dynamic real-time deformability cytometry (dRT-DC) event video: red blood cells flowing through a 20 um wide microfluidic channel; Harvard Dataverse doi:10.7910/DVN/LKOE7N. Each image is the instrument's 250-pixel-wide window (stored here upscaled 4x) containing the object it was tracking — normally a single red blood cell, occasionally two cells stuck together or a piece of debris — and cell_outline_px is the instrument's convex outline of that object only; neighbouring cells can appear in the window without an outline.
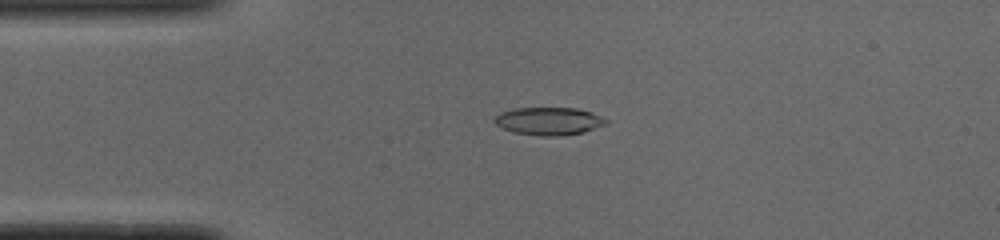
{"species": "common noctule bat (a hibernating species)", "species_latin": "Nyctalus noctula", "temperature_condition": "cold", "stored_images_in_passage": 43, "camera_frame_rate_fps": 3000, "um_per_image_px": 0.085, "animal": {"sex": "male", "body_mass_g": 19.0, "forearm_length_mm": 50.8}, "frame": {"image": 1, "passage_image": 9, "time_ms": 2.667, "image_size_px": [1000, 240], "cell_outline_px": [[608, 124], [584, 132], [564, 136], [540, 136], [512, 132], [496, 124], [492, 120], [500, 112], [512, 108], [576, 108], [592, 112], [608, 120]], "centroid_in_image_um": [46.66, 10.3], "position_along_channel_um": 38.3, "area_um2": 18.26}}
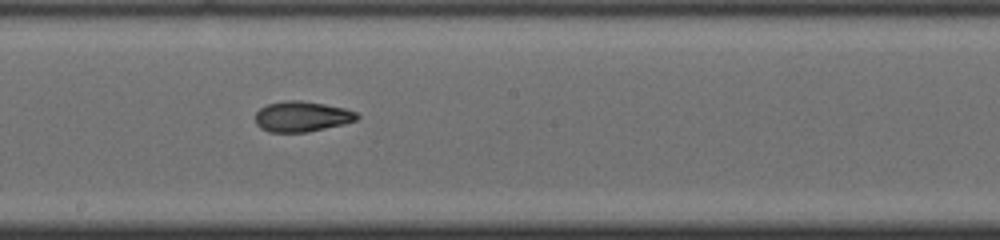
{"frame": {"image": 2, "passage_image": 25, "time_ms": 8.0, "image_size_px": [1000, 240], "cell_outline_px": [[360, 116], [356, 120], [344, 124], [308, 132], [268, 132], [260, 128], [256, 124], [256, 112], [260, 108], [268, 104], [284, 100], [300, 100], [324, 104], [344, 108], [356, 112]], "centroid_in_image_um": [25.65, 9.9], "position_along_channel_um": 222.6, "area_um2": 18.09}}
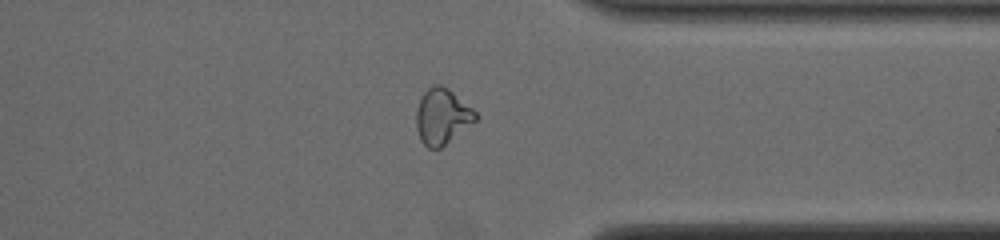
{"frame": {"image": 3, "passage_image": 37, "time_ms": 12.0, "image_size_px": [1000, 240], "cell_outline_px": [[480, 116], [476, 120], [440, 148], [428, 148], [420, 140], [416, 128], [416, 108], [424, 92], [428, 88], [436, 84], [440, 84], [448, 88], [472, 108]], "centroid_in_image_um": [37.57, 9.89], "position_along_channel_um": 373.8, "area_um2": 19.07}, "authors_computed_cell_mechanics": {"area_um2": 18.2648, "velocity_mm_per_s": 3.8994, "shape_relaxation_time_tau1_ms": null, "shape_relaxation_time_tau2_ms": 2.37, "deformation_change_tau1": null, "deformation_change_tau2": 0.0877}}